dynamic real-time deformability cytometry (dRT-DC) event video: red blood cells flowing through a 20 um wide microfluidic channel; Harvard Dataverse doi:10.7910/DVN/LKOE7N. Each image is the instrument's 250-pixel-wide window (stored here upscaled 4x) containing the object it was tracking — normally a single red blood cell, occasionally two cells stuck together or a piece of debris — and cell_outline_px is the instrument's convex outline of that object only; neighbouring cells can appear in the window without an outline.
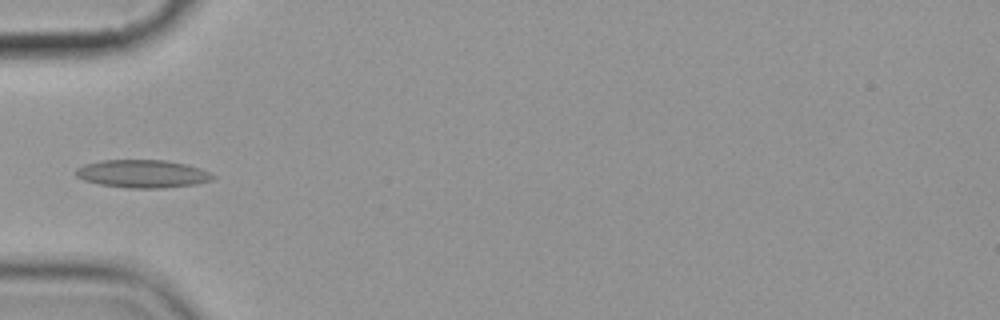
{"species": "common noctule bat (a hibernating species)", "species_latin": "Nyctalus noctula", "temperature_condition": "cold", "stored_images_in_passage": 4, "camera_frame_rate_fps": 3000, "um_per_image_px": 0.085, "animal": {"sex": "female", "body_mass_g": 19.9}, "frame": {"image": 1, "passage_image": 4, "time_ms": 3.333, "image_size_px": [1000, 320], "cell_outline_px": [[216, 176], [212, 180], [196, 184], [164, 188], [128, 188], [100, 184], [84, 180], [76, 176], [76, 168], [84, 164], [100, 160], [164, 160], [188, 164], [200, 168]], "centroid_in_image_um": [12.12, 14.77], "position_along_channel_um": 72.9, "area_um2": 22.37}}